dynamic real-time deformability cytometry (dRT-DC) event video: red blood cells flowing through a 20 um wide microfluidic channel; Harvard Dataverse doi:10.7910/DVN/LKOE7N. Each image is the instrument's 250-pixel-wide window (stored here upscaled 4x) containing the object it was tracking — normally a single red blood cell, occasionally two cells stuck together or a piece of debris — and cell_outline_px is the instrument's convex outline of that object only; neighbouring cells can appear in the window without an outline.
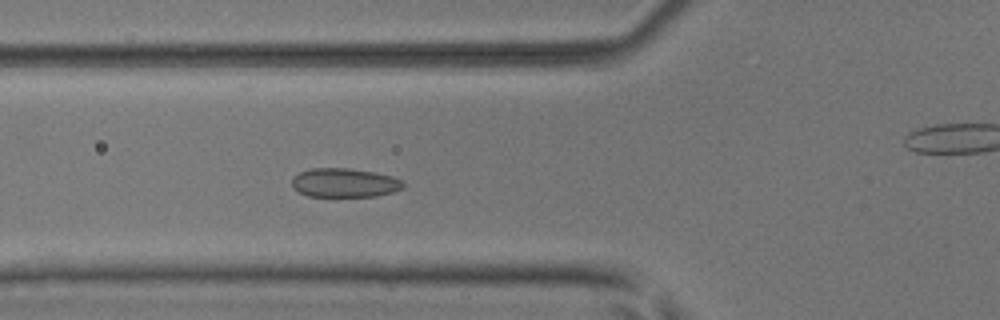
{"species": "common noctule bat (a hibernating species)", "species_latin": "Nyctalus noctula", "temperature_condition": "room temperature", "stored_images_in_passage": 52, "camera_frame_rate_fps": 3000, "um_per_image_px": 0.085, "animal": {"sex": "male", "body_mass_g": 17.9, "forearm_length_mm": 54.2}, "frame": {"image": 1, "passage_image": 19, "time_ms": 6.0, "image_size_px": [1000, 320], "cell_outline_px": [[404, 188], [392, 192], [376, 196], [308, 196], [300, 192], [292, 184], [292, 180], [300, 172], [312, 168], [348, 168], [372, 172], [392, 176], [404, 180]], "centroid_in_image_um": [29.34, 15.53], "position_along_channel_um": 96.5, "area_um2": 18.61}}
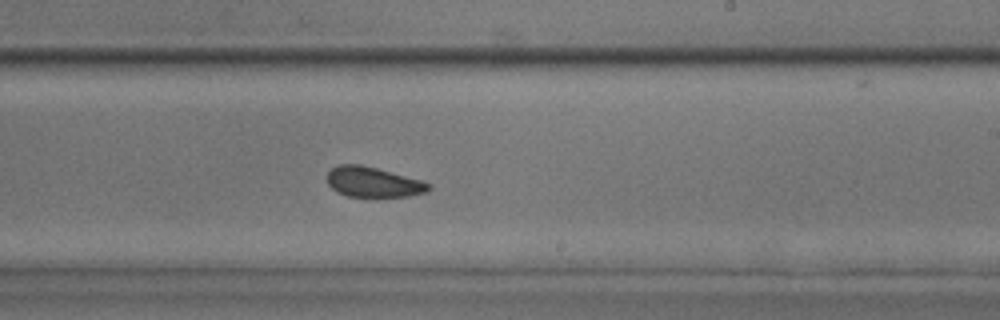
{"frame": {"image": 2, "passage_image": 31, "time_ms": 10.0, "image_size_px": [1000, 320], "cell_outline_px": [[432, 188], [428, 192], [408, 196], [376, 200], [348, 196], [336, 192], [328, 184], [328, 172], [332, 168], [340, 164], [360, 164], [376, 168], [420, 180], [432, 184]], "centroid_in_image_um": [31.75, 15.54], "position_along_channel_um": 257.3, "area_um2": 18.55}}
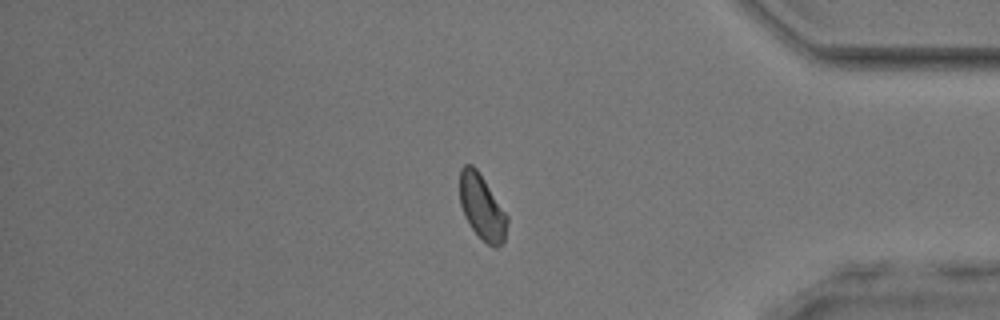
{"frame": {"image": 3, "passage_image": 43, "time_ms": 14.0, "image_size_px": [1000, 320], "cell_outline_px": [[508, 220], [504, 244], [496, 248], [492, 248], [472, 228], [464, 216], [460, 204], [460, 168], [464, 164], [472, 164], [476, 168], [508, 216]], "centroid_in_image_um": [40.97, 17.63], "position_along_channel_um": 394.2, "area_um2": 17.92}, "authors_computed_cell_mechanics": {"area_um2": 18.5538, "velocity_mm_per_s": 4.0284, "shape_relaxation_time_tau1_ms": 3.0769, "shape_relaxation_time_tau2_ms": 2.3413, "deformation_change_tau1": 0.0518, "deformation_change_tau2": 0.0623}}